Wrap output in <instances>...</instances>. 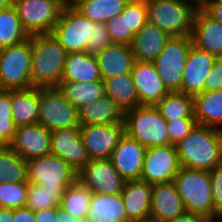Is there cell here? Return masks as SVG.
I'll return each mask as SVG.
<instances>
[{
	"mask_svg": "<svg viewBox=\"0 0 222 222\" xmlns=\"http://www.w3.org/2000/svg\"><path fill=\"white\" fill-rule=\"evenodd\" d=\"M58 89L77 110L105 95L103 80L93 82L61 81Z\"/></svg>",
	"mask_w": 222,
	"mask_h": 222,
	"instance_id": "cell-31",
	"label": "cell"
},
{
	"mask_svg": "<svg viewBox=\"0 0 222 222\" xmlns=\"http://www.w3.org/2000/svg\"><path fill=\"white\" fill-rule=\"evenodd\" d=\"M193 45L214 56L222 57V24L197 9L192 30Z\"/></svg>",
	"mask_w": 222,
	"mask_h": 222,
	"instance_id": "cell-22",
	"label": "cell"
},
{
	"mask_svg": "<svg viewBox=\"0 0 222 222\" xmlns=\"http://www.w3.org/2000/svg\"><path fill=\"white\" fill-rule=\"evenodd\" d=\"M58 222H87L85 219H79L67 214L58 207Z\"/></svg>",
	"mask_w": 222,
	"mask_h": 222,
	"instance_id": "cell-50",
	"label": "cell"
},
{
	"mask_svg": "<svg viewBox=\"0 0 222 222\" xmlns=\"http://www.w3.org/2000/svg\"><path fill=\"white\" fill-rule=\"evenodd\" d=\"M31 62V36L20 44L0 49V81L3 90L31 88Z\"/></svg>",
	"mask_w": 222,
	"mask_h": 222,
	"instance_id": "cell-6",
	"label": "cell"
},
{
	"mask_svg": "<svg viewBox=\"0 0 222 222\" xmlns=\"http://www.w3.org/2000/svg\"><path fill=\"white\" fill-rule=\"evenodd\" d=\"M14 0H0V10L13 6Z\"/></svg>",
	"mask_w": 222,
	"mask_h": 222,
	"instance_id": "cell-53",
	"label": "cell"
},
{
	"mask_svg": "<svg viewBox=\"0 0 222 222\" xmlns=\"http://www.w3.org/2000/svg\"><path fill=\"white\" fill-rule=\"evenodd\" d=\"M173 182L186 212L198 214L209 222L218 219L208 171L180 167Z\"/></svg>",
	"mask_w": 222,
	"mask_h": 222,
	"instance_id": "cell-3",
	"label": "cell"
},
{
	"mask_svg": "<svg viewBox=\"0 0 222 222\" xmlns=\"http://www.w3.org/2000/svg\"><path fill=\"white\" fill-rule=\"evenodd\" d=\"M28 183L4 182L0 184V207H26Z\"/></svg>",
	"mask_w": 222,
	"mask_h": 222,
	"instance_id": "cell-38",
	"label": "cell"
},
{
	"mask_svg": "<svg viewBox=\"0 0 222 222\" xmlns=\"http://www.w3.org/2000/svg\"><path fill=\"white\" fill-rule=\"evenodd\" d=\"M31 83L34 88H58L67 52L53 33L31 35Z\"/></svg>",
	"mask_w": 222,
	"mask_h": 222,
	"instance_id": "cell-2",
	"label": "cell"
},
{
	"mask_svg": "<svg viewBox=\"0 0 222 222\" xmlns=\"http://www.w3.org/2000/svg\"><path fill=\"white\" fill-rule=\"evenodd\" d=\"M85 220L87 222H128L122 195L93 193Z\"/></svg>",
	"mask_w": 222,
	"mask_h": 222,
	"instance_id": "cell-29",
	"label": "cell"
},
{
	"mask_svg": "<svg viewBox=\"0 0 222 222\" xmlns=\"http://www.w3.org/2000/svg\"><path fill=\"white\" fill-rule=\"evenodd\" d=\"M222 89V57H218L206 77L204 91H216Z\"/></svg>",
	"mask_w": 222,
	"mask_h": 222,
	"instance_id": "cell-45",
	"label": "cell"
},
{
	"mask_svg": "<svg viewBox=\"0 0 222 222\" xmlns=\"http://www.w3.org/2000/svg\"><path fill=\"white\" fill-rule=\"evenodd\" d=\"M125 134L145 148L169 145L167 121L155 106H138L124 112Z\"/></svg>",
	"mask_w": 222,
	"mask_h": 222,
	"instance_id": "cell-5",
	"label": "cell"
},
{
	"mask_svg": "<svg viewBox=\"0 0 222 222\" xmlns=\"http://www.w3.org/2000/svg\"><path fill=\"white\" fill-rule=\"evenodd\" d=\"M211 179L212 196L215 206V211L218 214L222 213V164L216 166L211 171H208Z\"/></svg>",
	"mask_w": 222,
	"mask_h": 222,
	"instance_id": "cell-44",
	"label": "cell"
},
{
	"mask_svg": "<svg viewBox=\"0 0 222 222\" xmlns=\"http://www.w3.org/2000/svg\"><path fill=\"white\" fill-rule=\"evenodd\" d=\"M196 11L188 0H146L147 22L170 36H191Z\"/></svg>",
	"mask_w": 222,
	"mask_h": 222,
	"instance_id": "cell-4",
	"label": "cell"
},
{
	"mask_svg": "<svg viewBox=\"0 0 222 222\" xmlns=\"http://www.w3.org/2000/svg\"><path fill=\"white\" fill-rule=\"evenodd\" d=\"M77 180L92 193L121 194L125 180L110 158L90 160L78 173Z\"/></svg>",
	"mask_w": 222,
	"mask_h": 222,
	"instance_id": "cell-12",
	"label": "cell"
},
{
	"mask_svg": "<svg viewBox=\"0 0 222 222\" xmlns=\"http://www.w3.org/2000/svg\"><path fill=\"white\" fill-rule=\"evenodd\" d=\"M185 212L183 201L173 181L154 184L151 193L150 221L165 222Z\"/></svg>",
	"mask_w": 222,
	"mask_h": 222,
	"instance_id": "cell-20",
	"label": "cell"
},
{
	"mask_svg": "<svg viewBox=\"0 0 222 222\" xmlns=\"http://www.w3.org/2000/svg\"><path fill=\"white\" fill-rule=\"evenodd\" d=\"M216 59V56L192 45L184 67L181 92L191 96L203 92L206 77Z\"/></svg>",
	"mask_w": 222,
	"mask_h": 222,
	"instance_id": "cell-19",
	"label": "cell"
},
{
	"mask_svg": "<svg viewBox=\"0 0 222 222\" xmlns=\"http://www.w3.org/2000/svg\"><path fill=\"white\" fill-rule=\"evenodd\" d=\"M192 45L191 36H171L153 61L156 72L169 92H181L184 67Z\"/></svg>",
	"mask_w": 222,
	"mask_h": 222,
	"instance_id": "cell-7",
	"label": "cell"
},
{
	"mask_svg": "<svg viewBox=\"0 0 222 222\" xmlns=\"http://www.w3.org/2000/svg\"><path fill=\"white\" fill-rule=\"evenodd\" d=\"M13 222H37L35 211L27 207L15 208Z\"/></svg>",
	"mask_w": 222,
	"mask_h": 222,
	"instance_id": "cell-46",
	"label": "cell"
},
{
	"mask_svg": "<svg viewBox=\"0 0 222 222\" xmlns=\"http://www.w3.org/2000/svg\"><path fill=\"white\" fill-rule=\"evenodd\" d=\"M195 125V118H178L167 121L169 144L176 145L189 134Z\"/></svg>",
	"mask_w": 222,
	"mask_h": 222,
	"instance_id": "cell-42",
	"label": "cell"
},
{
	"mask_svg": "<svg viewBox=\"0 0 222 222\" xmlns=\"http://www.w3.org/2000/svg\"><path fill=\"white\" fill-rule=\"evenodd\" d=\"M12 119V104L9 90L0 91V138L8 145L16 131Z\"/></svg>",
	"mask_w": 222,
	"mask_h": 222,
	"instance_id": "cell-39",
	"label": "cell"
},
{
	"mask_svg": "<svg viewBox=\"0 0 222 222\" xmlns=\"http://www.w3.org/2000/svg\"><path fill=\"white\" fill-rule=\"evenodd\" d=\"M165 222H209V221H207L204 217L198 214L185 211L183 214L175 217L174 219Z\"/></svg>",
	"mask_w": 222,
	"mask_h": 222,
	"instance_id": "cell-49",
	"label": "cell"
},
{
	"mask_svg": "<svg viewBox=\"0 0 222 222\" xmlns=\"http://www.w3.org/2000/svg\"><path fill=\"white\" fill-rule=\"evenodd\" d=\"M152 188L143 180L125 181L121 195L128 222L150 221Z\"/></svg>",
	"mask_w": 222,
	"mask_h": 222,
	"instance_id": "cell-21",
	"label": "cell"
},
{
	"mask_svg": "<svg viewBox=\"0 0 222 222\" xmlns=\"http://www.w3.org/2000/svg\"><path fill=\"white\" fill-rule=\"evenodd\" d=\"M64 191V188H43L40 185L28 183L26 207L33 211L58 208Z\"/></svg>",
	"mask_w": 222,
	"mask_h": 222,
	"instance_id": "cell-37",
	"label": "cell"
},
{
	"mask_svg": "<svg viewBox=\"0 0 222 222\" xmlns=\"http://www.w3.org/2000/svg\"><path fill=\"white\" fill-rule=\"evenodd\" d=\"M65 0H14L13 6L29 36L52 33L60 19Z\"/></svg>",
	"mask_w": 222,
	"mask_h": 222,
	"instance_id": "cell-8",
	"label": "cell"
},
{
	"mask_svg": "<svg viewBox=\"0 0 222 222\" xmlns=\"http://www.w3.org/2000/svg\"><path fill=\"white\" fill-rule=\"evenodd\" d=\"M37 222H58V208L35 211Z\"/></svg>",
	"mask_w": 222,
	"mask_h": 222,
	"instance_id": "cell-48",
	"label": "cell"
},
{
	"mask_svg": "<svg viewBox=\"0 0 222 222\" xmlns=\"http://www.w3.org/2000/svg\"><path fill=\"white\" fill-rule=\"evenodd\" d=\"M14 209L0 207V222H13Z\"/></svg>",
	"mask_w": 222,
	"mask_h": 222,
	"instance_id": "cell-51",
	"label": "cell"
},
{
	"mask_svg": "<svg viewBox=\"0 0 222 222\" xmlns=\"http://www.w3.org/2000/svg\"><path fill=\"white\" fill-rule=\"evenodd\" d=\"M124 134V123L80 126V136L90 160L110 158Z\"/></svg>",
	"mask_w": 222,
	"mask_h": 222,
	"instance_id": "cell-14",
	"label": "cell"
},
{
	"mask_svg": "<svg viewBox=\"0 0 222 222\" xmlns=\"http://www.w3.org/2000/svg\"><path fill=\"white\" fill-rule=\"evenodd\" d=\"M80 126L124 122V112L106 94L78 110Z\"/></svg>",
	"mask_w": 222,
	"mask_h": 222,
	"instance_id": "cell-26",
	"label": "cell"
},
{
	"mask_svg": "<svg viewBox=\"0 0 222 222\" xmlns=\"http://www.w3.org/2000/svg\"><path fill=\"white\" fill-rule=\"evenodd\" d=\"M146 149L124 134L112 151L110 160L125 181L141 179Z\"/></svg>",
	"mask_w": 222,
	"mask_h": 222,
	"instance_id": "cell-17",
	"label": "cell"
},
{
	"mask_svg": "<svg viewBox=\"0 0 222 222\" xmlns=\"http://www.w3.org/2000/svg\"><path fill=\"white\" fill-rule=\"evenodd\" d=\"M52 33L67 53L87 51L88 42L93 41L94 22L67 3Z\"/></svg>",
	"mask_w": 222,
	"mask_h": 222,
	"instance_id": "cell-9",
	"label": "cell"
},
{
	"mask_svg": "<svg viewBox=\"0 0 222 222\" xmlns=\"http://www.w3.org/2000/svg\"><path fill=\"white\" fill-rule=\"evenodd\" d=\"M209 17L222 24V3L211 0L203 9Z\"/></svg>",
	"mask_w": 222,
	"mask_h": 222,
	"instance_id": "cell-47",
	"label": "cell"
},
{
	"mask_svg": "<svg viewBox=\"0 0 222 222\" xmlns=\"http://www.w3.org/2000/svg\"><path fill=\"white\" fill-rule=\"evenodd\" d=\"M102 80L131 73L135 58L130 46L110 44L96 54Z\"/></svg>",
	"mask_w": 222,
	"mask_h": 222,
	"instance_id": "cell-24",
	"label": "cell"
},
{
	"mask_svg": "<svg viewBox=\"0 0 222 222\" xmlns=\"http://www.w3.org/2000/svg\"><path fill=\"white\" fill-rule=\"evenodd\" d=\"M105 94L110 97L123 112L140 106L138 93L131 73L103 80Z\"/></svg>",
	"mask_w": 222,
	"mask_h": 222,
	"instance_id": "cell-30",
	"label": "cell"
},
{
	"mask_svg": "<svg viewBox=\"0 0 222 222\" xmlns=\"http://www.w3.org/2000/svg\"><path fill=\"white\" fill-rule=\"evenodd\" d=\"M50 153L65 160L79 172L90 158L80 136V126L51 131Z\"/></svg>",
	"mask_w": 222,
	"mask_h": 222,
	"instance_id": "cell-15",
	"label": "cell"
},
{
	"mask_svg": "<svg viewBox=\"0 0 222 222\" xmlns=\"http://www.w3.org/2000/svg\"><path fill=\"white\" fill-rule=\"evenodd\" d=\"M129 0H72L70 4L92 22L106 23L120 14Z\"/></svg>",
	"mask_w": 222,
	"mask_h": 222,
	"instance_id": "cell-32",
	"label": "cell"
},
{
	"mask_svg": "<svg viewBox=\"0 0 222 222\" xmlns=\"http://www.w3.org/2000/svg\"><path fill=\"white\" fill-rule=\"evenodd\" d=\"M38 123L50 131L80 126L77 108L58 88H39Z\"/></svg>",
	"mask_w": 222,
	"mask_h": 222,
	"instance_id": "cell-11",
	"label": "cell"
},
{
	"mask_svg": "<svg viewBox=\"0 0 222 222\" xmlns=\"http://www.w3.org/2000/svg\"><path fill=\"white\" fill-rule=\"evenodd\" d=\"M4 182H27L26 160L9 146L0 149V184Z\"/></svg>",
	"mask_w": 222,
	"mask_h": 222,
	"instance_id": "cell-36",
	"label": "cell"
},
{
	"mask_svg": "<svg viewBox=\"0 0 222 222\" xmlns=\"http://www.w3.org/2000/svg\"><path fill=\"white\" fill-rule=\"evenodd\" d=\"M193 116L198 125L222 130V89L194 95Z\"/></svg>",
	"mask_w": 222,
	"mask_h": 222,
	"instance_id": "cell-28",
	"label": "cell"
},
{
	"mask_svg": "<svg viewBox=\"0 0 222 222\" xmlns=\"http://www.w3.org/2000/svg\"><path fill=\"white\" fill-rule=\"evenodd\" d=\"M112 44L130 46L134 37L131 30H127L126 5L120 14L105 23Z\"/></svg>",
	"mask_w": 222,
	"mask_h": 222,
	"instance_id": "cell-40",
	"label": "cell"
},
{
	"mask_svg": "<svg viewBox=\"0 0 222 222\" xmlns=\"http://www.w3.org/2000/svg\"><path fill=\"white\" fill-rule=\"evenodd\" d=\"M102 80L95 55L87 51L67 53L62 81L93 82Z\"/></svg>",
	"mask_w": 222,
	"mask_h": 222,
	"instance_id": "cell-27",
	"label": "cell"
},
{
	"mask_svg": "<svg viewBox=\"0 0 222 222\" xmlns=\"http://www.w3.org/2000/svg\"><path fill=\"white\" fill-rule=\"evenodd\" d=\"M131 75L140 106H155L169 92L156 72L153 62L135 61Z\"/></svg>",
	"mask_w": 222,
	"mask_h": 222,
	"instance_id": "cell-18",
	"label": "cell"
},
{
	"mask_svg": "<svg viewBox=\"0 0 222 222\" xmlns=\"http://www.w3.org/2000/svg\"><path fill=\"white\" fill-rule=\"evenodd\" d=\"M51 131L40 123L17 127L8 146L26 161L50 154Z\"/></svg>",
	"mask_w": 222,
	"mask_h": 222,
	"instance_id": "cell-16",
	"label": "cell"
},
{
	"mask_svg": "<svg viewBox=\"0 0 222 222\" xmlns=\"http://www.w3.org/2000/svg\"><path fill=\"white\" fill-rule=\"evenodd\" d=\"M155 107L166 121L194 118L193 96L179 91L168 92Z\"/></svg>",
	"mask_w": 222,
	"mask_h": 222,
	"instance_id": "cell-33",
	"label": "cell"
},
{
	"mask_svg": "<svg viewBox=\"0 0 222 222\" xmlns=\"http://www.w3.org/2000/svg\"><path fill=\"white\" fill-rule=\"evenodd\" d=\"M180 167L211 171L222 164V130L196 124L176 145Z\"/></svg>",
	"mask_w": 222,
	"mask_h": 222,
	"instance_id": "cell-1",
	"label": "cell"
},
{
	"mask_svg": "<svg viewBox=\"0 0 222 222\" xmlns=\"http://www.w3.org/2000/svg\"><path fill=\"white\" fill-rule=\"evenodd\" d=\"M218 219H222V213H221V214H219V217H218Z\"/></svg>",
	"mask_w": 222,
	"mask_h": 222,
	"instance_id": "cell-56",
	"label": "cell"
},
{
	"mask_svg": "<svg viewBox=\"0 0 222 222\" xmlns=\"http://www.w3.org/2000/svg\"><path fill=\"white\" fill-rule=\"evenodd\" d=\"M170 35L146 22L130 45L135 61L153 62L165 47Z\"/></svg>",
	"mask_w": 222,
	"mask_h": 222,
	"instance_id": "cell-23",
	"label": "cell"
},
{
	"mask_svg": "<svg viewBox=\"0 0 222 222\" xmlns=\"http://www.w3.org/2000/svg\"><path fill=\"white\" fill-rule=\"evenodd\" d=\"M112 44L107 27L104 23L94 22L93 41L87 44V52L96 55Z\"/></svg>",
	"mask_w": 222,
	"mask_h": 222,
	"instance_id": "cell-43",
	"label": "cell"
},
{
	"mask_svg": "<svg viewBox=\"0 0 222 222\" xmlns=\"http://www.w3.org/2000/svg\"><path fill=\"white\" fill-rule=\"evenodd\" d=\"M27 182L43 188H68L77 181V171L53 154L27 160Z\"/></svg>",
	"mask_w": 222,
	"mask_h": 222,
	"instance_id": "cell-10",
	"label": "cell"
},
{
	"mask_svg": "<svg viewBox=\"0 0 222 222\" xmlns=\"http://www.w3.org/2000/svg\"><path fill=\"white\" fill-rule=\"evenodd\" d=\"M8 146L1 138H0V149L5 148Z\"/></svg>",
	"mask_w": 222,
	"mask_h": 222,
	"instance_id": "cell-54",
	"label": "cell"
},
{
	"mask_svg": "<svg viewBox=\"0 0 222 222\" xmlns=\"http://www.w3.org/2000/svg\"><path fill=\"white\" fill-rule=\"evenodd\" d=\"M9 95L16 127L38 123L39 88L9 90Z\"/></svg>",
	"mask_w": 222,
	"mask_h": 222,
	"instance_id": "cell-25",
	"label": "cell"
},
{
	"mask_svg": "<svg viewBox=\"0 0 222 222\" xmlns=\"http://www.w3.org/2000/svg\"><path fill=\"white\" fill-rule=\"evenodd\" d=\"M146 22V0H129L126 4L127 30L135 35Z\"/></svg>",
	"mask_w": 222,
	"mask_h": 222,
	"instance_id": "cell-41",
	"label": "cell"
},
{
	"mask_svg": "<svg viewBox=\"0 0 222 222\" xmlns=\"http://www.w3.org/2000/svg\"><path fill=\"white\" fill-rule=\"evenodd\" d=\"M92 192L78 180L65 189L60 209L79 219H85L92 199Z\"/></svg>",
	"mask_w": 222,
	"mask_h": 222,
	"instance_id": "cell-34",
	"label": "cell"
},
{
	"mask_svg": "<svg viewBox=\"0 0 222 222\" xmlns=\"http://www.w3.org/2000/svg\"><path fill=\"white\" fill-rule=\"evenodd\" d=\"M29 37L14 6L0 10V49L20 44Z\"/></svg>",
	"mask_w": 222,
	"mask_h": 222,
	"instance_id": "cell-35",
	"label": "cell"
},
{
	"mask_svg": "<svg viewBox=\"0 0 222 222\" xmlns=\"http://www.w3.org/2000/svg\"><path fill=\"white\" fill-rule=\"evenodd\" d=\"M180 169L175 145L148 147L141 173V179L149 184L167 183L175 179Z\"/></svg>",
	"mask_w": 222,
	"mask_h": 222,
	"instance_id": "cell-13",
	"label": "cell"
},
{
	"mask_svg": "<svg viewBox=\"0 0 222 222\" xmlns=\"http://www.w3.org/2000/svg\"><path fill=\"white\" fill-rule=\"evenodd\" d=\"M0 91H3V86H2L1 81H0Z\"/></svg>",
	"mask_w": 222,
	"mask_h": 222,
	"instance_id": "cell-55",
	"label": "cell"
},
{
	"mask_svg": "<svg viewBox=\"0 0 222 222\" xmlns=\"http://www.w3.org/2000/svg\"><path fill=\"white\" fill-rule=\"evenodd\" d=\"M210 1L211 0H189L188 2L196 9H203Z\"/></svg>",
	"mask_w": 222,
	"mask_h": 222,
	"instance_id": "cell-52",
	"label": "cell"
}]
</instances>
